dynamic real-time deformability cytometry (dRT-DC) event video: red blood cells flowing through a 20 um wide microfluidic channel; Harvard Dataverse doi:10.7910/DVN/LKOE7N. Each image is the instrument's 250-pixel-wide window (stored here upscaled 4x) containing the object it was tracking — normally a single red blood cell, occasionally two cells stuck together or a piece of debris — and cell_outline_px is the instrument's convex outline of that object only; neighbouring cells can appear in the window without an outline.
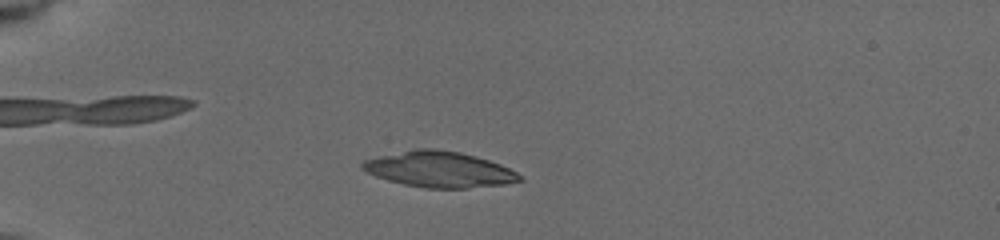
{"species": "common noctule bat (a hibernating species)", "species_latin": "Nyctalus noctula", "temperature_condition": "cold", "stored_images_in_passage": 24, "camera_frame_rate_fps": 3000, "um_per_image_px": 0.085, "animal": {"sex": "female", "body_mass_g": 19.5, "forearm_length_mm": 54.1}, "frame": {"image": 1, "passage_image": 11, "time_ms": 3.667, "image_size_px": [1000, 240], "cell_outline_px": [[524, 180], [504, 184], [468, 188], [424, 188], [404, 184], [388, 180], [376, 176], [360, 168], [360, 164], [364, 160], [380, 156], [416, 148], [432, 148], [460, 152], [476, 156], [500, 164], [516, 172]], "centroid_in_image_um": [37.33, 14.4], "position_along_channel_um": 47.7, "area_um2": 32.6}}